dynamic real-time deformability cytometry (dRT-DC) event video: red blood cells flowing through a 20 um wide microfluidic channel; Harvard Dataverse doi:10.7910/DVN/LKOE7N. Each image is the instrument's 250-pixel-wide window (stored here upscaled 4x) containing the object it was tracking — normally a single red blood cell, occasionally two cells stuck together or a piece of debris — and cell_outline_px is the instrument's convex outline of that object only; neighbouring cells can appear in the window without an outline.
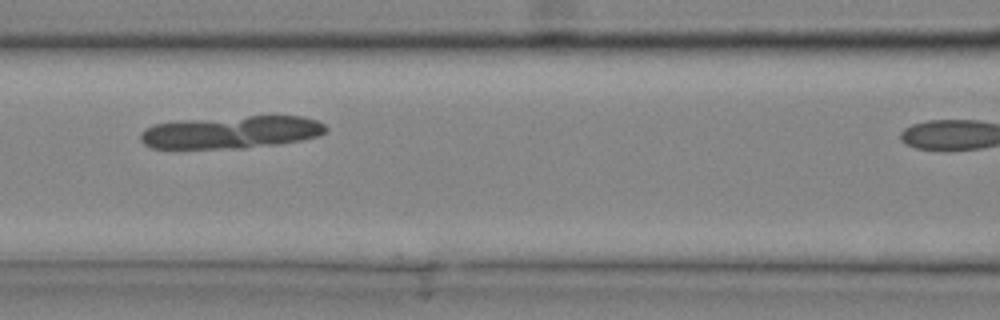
{"species": "common noctule bat (a hibernating species)", "species_latin": "Nyctalus noctula", "temperature_condition": "cold", "stored_images_in_passage": 10, "camera_frame_rate_fps": 3000, "um_per_image_px": 0.085, "animal": {"sex": "male", "body_mass_g": 20.4}, "frame": {"image": 1, "passage_image": 5, "time_ms": 1.333, "image_size_px": [1000, 320], "cell_outline_px": [[328, 132], [316, 136], [300, 140], [276, 144], [244, 148], [152, 148], [144, 144], [140, 140], [140, 136], [148, 128], [156, 124], [184, 120], [248, 116], [304, 116], [316, 120], [324, 124], [328, 128]], "centroid_in_image_um": [19.71, 11.23], "position_along_channel_um": 146.9, "area_um2": 34.85}}